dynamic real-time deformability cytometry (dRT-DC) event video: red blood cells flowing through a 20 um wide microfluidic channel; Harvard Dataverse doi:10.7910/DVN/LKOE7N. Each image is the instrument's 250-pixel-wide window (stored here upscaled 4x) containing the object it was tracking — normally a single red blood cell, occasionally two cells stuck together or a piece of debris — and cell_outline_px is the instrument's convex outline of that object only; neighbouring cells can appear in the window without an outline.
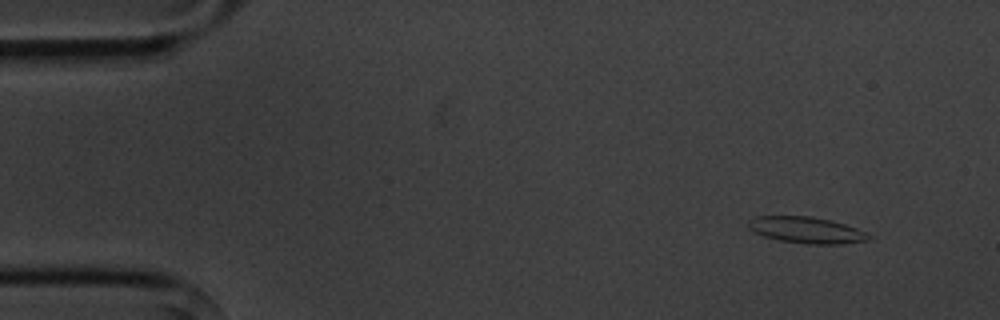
{"species": "common noctule bat (a hibernating species)", "species_latin": "Nyctalus noctula", "temperature_condition": "cold", "stored_images_in_passage": 4, "segment_of_instrument_passage": [1, 2], "camera_frame_rate_fps": 3000, "um_per_image_px": 0.085, "animal": {"sex": "male", "body_mass_g": 20.1, "forearm_length_mm": 53.5}, "frame": {"image": 1, "passage_image": 2, "time_ms": 1.333, "image_size_px": [1000, 320], "cell_outline_px": [[876, 236], [868, 240], [840, 244], [808, 244], [780, 240], [764, 236], [748, 228], [748, 220], [756, 216], [812, 216], [832, 220], [856, 228]], "centroid_in_image_um": [68.59, 19.55], "position_along_channel_um": 16.4, "area_um2": 18.55}}